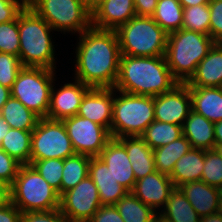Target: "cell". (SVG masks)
Here are the masks:
<instances>
[{"label": "cell", "instance_id": "obj_45", "mask_svg": "<svg viewBox=\"0 0 222 222\" xmlns=\"http://www.w3.org/2000/svg\"><path fill=\"white\" fill-rule=\"evenodd\" d=\"M158 0H134L136 16L152 17Z\"/></svg>", "mask_w": 222, "mask_h": 222}, {"label": "cell", "instance_id": "obj_36", "mask_svg": "<svg viewBox=\"0 0 222 222\" xmlns=\"http://www.w3.org/2000/svg\"><path fill=\"white\" fill-rule=\"evenodd\" d=\"M201 181L210 186L222 188V158L213 150H205V162Z\"/></svg>", "mask_w": 222, "mask_h": 222}, {"label": "cell", "instance_id": "obj_2", "mask_svg": "<svg viewBox=\"0 0 222 222\" xmlns=\"http://www.w3.org/2000/svg\"><path fill=\"white\" fill-rule=\"evenodd\" d=\"M179 82L172 76L164 56L121 55L114 89L130 94L158 96L171 91Z\"/></svg>", "mask_w": 222, "mask_h": 222}, {"label": "cell", "instance_id": "obj_46", "mask_svg": "<svg viewBox=\"0 0 222 222\" xmlns=\"http://www.w3.org/2000/svg\"><path fill=\"white\" fill-rule=\"evenodd\" d=\"M11 202V186L0 179V207Z\"/></svg>", "mask_w": 222, "mask_h": 222}, {"label": "cell", "instance_id": "obj_16", "mask_svg": "<svg viewBox=\"0 0 222 222\" xmlns=\"http://www.w3.org/2000/svg\"><path fill=\"white\" fill-rule=\"evenodd\" d=\"M113 101L114 88H90L82 98L77 115L104 126L110 132Z\"/></svg>", "mask_w": 222, "mask_h": 222}, {"label": "cell", "instance_id": "obj_1", "mask_svg": "<svg viewBox=\"0 0 222 222\" xmlns=\"http://www.w3.org/2000/svg\"><path fill=\"white\" fill-rule=\"evenodd\" d=\"M74 79L90 88H113L119 73L120 46L115 30L94 27L77 35ZM79 40V41H78Z\"/></svg>", "mask_w": 222, "mask_h": 222}, {"label": "cell", "instance_id": "obj_9", "mask_svg": "<svg viewBox=\"0 0 222 222\" xmlns=\"http://www.w3.org/2000/svg\"><path fill=\"white\" fill-rule=\"evenodd\" d=\"M27 5L64 36L80 35L91 27V13L82 0H29Z\"/></svg>", "mask_w": 222, "mask_h": 222}, {"label": "cell", "instance_id": "obj_40", "mask_svg": "<svg viewBox=\"0 0 222 222\" xmlns=\"http://www.w3.org/2000/svg\"><path fill=\"white\" fill-rule=\"evenodd\" d=\"M16 159L8 155L4 150L0 149V179L9 184H13L19 168L21 167Z\"/></svg>", "mask_w": 222, "mask_h": 222}, {"label": "cell", "instance_id": "obj_41", "mask_svg": "<svg viewBox=\"0 0 222 222\" xmlns=\"http://www.w3.org/2000/svg\"><path fill=\"white\" fill-rule=\"evenodd\" d=\"M21 222H69L61 210L28 211L21 213Z\"/></svg>", "mask_w": 222, "mask_h": 222}, {"label": "cell", "instance_id": "obj_14", "mask_svg": "<svg viewBox=\"0 0 222 222\" xmlns=\"http://www.w3.org/2000/svg\"><path fill=\"white\" fill-rule=\"evenodd\" d=\"M72 80L74 82L59 85L60 88L53 83L47 118L62 121L78 114L82 98L90 87L74 78Z\"/></svg>", "mask_w": 222, "mask_h": 222}, {"label": "cell", "instance_id": "obj_15", "mask_svg": "<svg viewBox=\"0 0 222 222\" xmlns=\"http://www.w3.org/2000/svg\"><path fill=\"white\" fill-rule=\"evenodd\" d=\"M174 188L175 186L168 175L155 171L136 180L131 192L159 214Z\"/></svg>", "mask_w": 222, "mask_h": 222}, {"label": "cell", "instance_id": "obj_4", "mask_svg": "<svg viewBox=\"0 0 222 222\" xmlns=\"http://www.w3.org/2000/svg\"><path fill=\"white\" fill-rule=\"evenodd\" d=\"M215 43L209 35L182 28L168 33L164 57L172 76L186 83Z\"/></svg>", "mask_w": 222, "mask_h": 222}, {"label": "cell", "instance_id": "obj_10", "mask_svg": "<svg viewBox=\"0 0 222 222\" xmlns=\"http://www.w3.org/2000/svg\"><path fill=\"white\" fill-rule=\"evenodd\" d=\"M75 150L63 121L39 118L31 137L30 161L45 159H66Z\"/></svg>", "mask_w": 222, "mask_h": 222}, {"label": "cell", "instance_id": "obj_51", "mask_svg": "<svg viewBox=\"0 0 222 222\" xmlns=\"http://www.w3.org/2000/svg\"><path fill=\"white\" fill-rule=\"evenodd\" d=\"M200 222H222V214L217 212L200 219Z\"/></svg>", "mask_w": 222, "mask_h": 222}, {"label": "cell", "instance_id": "obj_47", "mask_svg": "<svg viewBox=\"0 0 222 222\" xmlns=\"http://www.w3.org/2000/svg\"><path fill=\"white\" fill-rule=\"evenodd\" d=\"M10 97L11 89L6 88L0 84V111Z\"/></svg>", "mask_w": 222, "mask_h": 222}, {"label": "cell", "instance_id": "obj_27", "mask_svg": "<svg viewBox=\"0 0 222 222\" xmlns=\"http://www.w3.org/2000/svg\"><path fill=\"white\" fill-rule=\"evenodd\" d=\"M191 144L183 135L177 140L153 150L156 171L171 175L175 163L190 149Z\"/></svg>", "mask_w": 222, "mask_h": 222}, {"label": "cell", "instance_id": "obj_54", "mask_svg": "<svg viewBox=\"0 0 222 222\" xmlns=\"http://www.w3.org/2000/svg\"><path fill=\"white\" fill-rule=\"evenodd\" d=\"M222 214V188L220 189L219 211Z\"/></svg>", "mask_w": 222, "mask_h": 222}, {"label": "cell", "instance_id": "obj_6", "mask_svg": "<svg viewBox=\"0 0 222 222\" xmlns=\"http://www.w3.org/2000/svg\"><path fill=\"white\" fill-rule=\"evenodd\" d=\"M121 55L164 56L168 33L152 17L134 16L115 30Z\"/></svg>", "mask_w": 222, "mask_h": 222}, {"label": "cell", "instance_id": "obj_52", "mask_svg": "<svg viewBox=\"0 0 222 222\" xmlns=\"http://www.w3.org/2000/svg\"><path fill=\"white\" fill-rule=\"evenodd\" d=\"M10 129V126L7 122L3 120V118L0 116V149H1V143L4 136H6L8 130Z\"/></svg>", "mask_w": 222, "mask_h": 222}, {"label": "cell", "instance_id": "obj_22", "mask_svg": "<svg viewBox=\"0 0 222 222\" xmlns=\"http://www.w3.org/2000/svg\"><path fill=\"white\" fill-rule=\"evenodd\" d=\"M117 139L125 146L136 180L156 171L153 149L141 136H126Z\"/></svg>", "mask_w": 222, "mask_h": 222}, {"label": "cell", "instance_id": "obj_8", "mask_svg": "<svg viewBox=\"0 0 222 222\" xmlns=\"http://www.w3.org/2000/svg\"><path fill=\"white\" fill-rule=\"evenodd\" d=\"M56 70L23 67L11 88V97L19 100L39 118H47Z\"/></svg>", "mask_w": 222, "mask_h": 222}, {"label": "cell", "instance_id": "obj_3", "mask_svg": "<svg viewBox=\"0 0 222 222\" xmlns=\"http://www.w3.org/2000/svg\"><path fill=\"white\" fill-rule=\"evenodd\" d=\"M19 60L23 67L56 70L54 29L28 5L18 15Z\"/></svg>", "mask_w": 222, "mask_h": 222}, {"label": "cell", "instance_id": "obj_44", "mask_svg": "<svg viewBox=\"0 0 222 222\" xmlns=\"http://www.w3.org/2000/svg\"><path fill=\"white\" fill-rule=\"evenodd\" d=\"M21 211L12 203L0 207V222H21Z\"/></svg>", "mask_w": 222, "mask_h": 222}, {"label": "cell", "instance_id": "obj_49", "mask_svg": "<svg viewBox=\"0 0 222 222\" xmlns=\"http://www.w3.org/2000/svg\"><path fill=\"white\" fill-rule=\"evenodd\" d=\"M214 137L216 144H222V120L214 123Z\"/></svg>", "mask_w": 222, "mask_h": 222}, {"label": "cell", "instance_id": "obj_26", "mask_svg": "<svg viewBox=\"0 0 222 222\" xmlns=\"http://www.w3.org/2000/svg\"><path fill=\"white\" fill-rule=\"evenodd\" d=\"M158 216L167 222H200L201 217L179 188H174Z\"/></svg>", "mask_w": 222, "mask_h": 222}, {"label": "cell", "instance_id": "obj_31", "mask_svg": "<svg viewBox=\"0 0 222 222\" xmlns=\"http://www.w3.org/2000/svg\"><path fill=\"white\" fill-rule=\"evenodd\" d=\"M152 18L167 33L180 30L183 22V6L179 0H158Z\"/></svg>", "mask_w": 222, "mask_h": 222}, {"label": "cell", "instance_id": "obj_39", "mask_svg": "<svg viewBox=\"0 0 222 222\" xmlns=\"http://www.w3.org/2000/svg\"><path fill=\"white\" fill-rule=\"evenodd\" d=\"M209 10V36L216 43H222V0H211L209 2Z\"/></svg>", "mask_w": 222, "mask_h": 222}, {"label": "cell", "instance_id": "obj_32", "mask_svg": "<svg viewBox=\"0 0 222 222\" xmlns=\"http://www.w3.org/2000/svg\"><path fill=\"white\" fill-rule=\"evenodd\" d=\"M90 156L74 154L64 159L61 181V195L74 188L89 175Z\"/></svg>", "mask_w": 222, "mask_h": 222}, {"label": "cell", "instance_id": "obj_12", "mask_svg": "<svg viewBox=\"0 0 222 222\" xmlns=\"http://www.w3.org/2000/svg\"><path fill=\"white\" fill-rule=\"evenodd\" d=\"M102 206L97 186L88 175L60 196V210L69 222H88Z\"/></svg>", "mask_w": 222, "mask_h": 222}, {"label": "cell", "instance_id": "obj_35", "mask_svg": "<svg viewBox=\"0 0 222 222\" xmlns=\"http://www.w3.org/2000/svg\"><path fill=\"white\" fill-rule=\"evenodd\" d=\"M39 174L50 184L61 196V181L62 171L64 166V159H45L30 161Z\"/></svg>", "mask_w": 222, "mask_h": 222}, {"label": "cell", "instance_id": "obj_5", "mask_svg": "<svg viewBox=\"0 0 222 222\" xmlns=\"http://www.w3.org/2000/svg\"><path fill=\"white\" fill-rule=\"evenodd\" d=\"M155 120L154 97L114 89L111 138L141 136Z\"/></svg>", "mask_w": 222, "mask_h": 222}, {"label": "cell", "instance_id": "obj_24", "mask_svg": "<svg viewBox=\"0 0 222 222\" xmlns=\"http://www.w3.org/2000/svg\"><path fill=\"white\" fill-rule=\"evenodd\" d=\"M192 110L212 123L222 120V87L189 88Z\"/></svg>", "mask_w": 222, "mask_h": 222}, {"label": "cell", "instance_id": "obj_20", "mask_svg": "<svg viewBox=\"0 0 222 222\" xmlns=\"http://www.w3.org/2000/svg\"><path fill=\"white\" fill-rule=\"evenodd\" d=\"M189 88L222 87V43H215L185 83Z\"/></svg>", "mask_w": 222, "mask_h": 222}, {"label": "cell", "instance_id": "obj_48", "mask_svg": "<svg viewBox=\"0 0 222 222\" xmlns=\"http://www.w3.org/2000/svg\"><path fill=\"white\" fill-rule=\"evenodd\" d=\"M85 8L92 14L105 0H82Z\"/></svg>", "mask_w": 222, "mask_h": 222}, {"label": "cell", "instance_id": "obj_43", "mask_svg": "<svg viewBox=\"0 0 222 222\" xmlns=\"http://www.w3.org/2000/svg\"><path fill=\"white\" fill-rule=\"evenodd\" d=\"M88 222H124L115 205H102Z\"/></svg>", "mask_w": 222, "mask_h": 222}, {"label": "cell", "instance_id": "obj_50", "mask_svg": "<svg viewBox=\"0 0 222 222\" xmlns=\"http://www.w3.org/2000/svg\"><path fill=\"white\" fill-rule=\"evenodd\" d=\"M211 0H179L180 4L185 7L208 4Z\"/></svg>", "mask_w": 222, "mask_h": 222}, {"label": "cell", "instance_id": "obj_38", "mask_svg": "<svg viewBox=\"0 0 222 222\" xmlns=\"http://www.w3.org/2000/svg\"><path fill=\"white\" fill-rule=\"evenodd\" d=\"M22 68L19 56L0 53V84L11 89Z\"/></svg>", "mask_w": 222, "mask_h": 222}, {"label": "cell", "instance_id": "obj_17", "mask_svg": "<svg viewBox=\"0 0 222 222\" xmlns=\"http://www.w3.org/2000/svg\"><path fill=\"white\" fill-rule=\"evenodd\" d=\"M98 157L106 163L113 178L131 192L136 179L125 146L117 138H111Z\"/></svg>", "mask_w": 222, "mask_h": 222}, {"label": "cell", "instance_id": "obj_29", "mask_svg": "<svg viewBox=\"0 0 222 222\" xmlns=\"http://www.w3.org/2000/svg\"><path fill=\"white\" fill-rule=\"evenodd\" d=\"M32 131L10 128L3 137L1 149L22 165L30 164Z\"/></svg>", "mask_w": 222, "mask_h": 222}, {"label": "cell", "instance_id": "obj_37", "mask_svg": "<svg viewBox=\"0 0 222 222\" xmlns=\"http://www.w3.org/2000/svg\"><path fill=\"white\" fill-rule=\"evenodd\" d=\"M20 40L18 16L15 20L0 23V53L19 56Z\"/></svg>", "mask_w": 222, "mask_h": 222}, {"label": "cell", "instance_id": "obj_11", "mask_svg": "<svg viewBox=\"0 0 222 222\" xmlns=\"http://www.w3.org/2000/svg\"><path fill=\"white\" fill-rule=\"evenodd\" d=\"M62 121L76 154L97 157L111 139L110 132L104 126L79 115Z\"/></svg>", "mask_w": 222, "mask_h": 222}, {"label": "cell", "instance_id": "obj_34", "mask_svg": "<svg viewBox=\"0 0 222 222\" xmlns=\"http://www.w3.org/2000/svg\"><path fill=\"white\" fill-rule=\"evenodd\" d=\"M209 3L183 8L182 29L209 35Z\"/></svg>", "mask_w": 222, "mask_h": 222}, {"label": "cell", "instance_id": "obj_23", "mask_svg": "<svg viewBox=\"0 0 222 222\" xmlns=\"http://www.w3.org/2000/svg\"><path fill=\"white\" fill-rule=\"evenodd\" d=\"M183 135L192 148L213 150L215 148L214 123L193 110L182 125Z\"/></svg>", "mask_w": 222, "mask_h": 222}, {"label": "cell", "instance_id": "obj_13", "mask_svg": "<svg viewBox=\"0 0 222 222\" xmlns=\"http://www.w3.org/2000/svg\"><path fill=\"white\" fill-rule=\"evenodd\" d=\"M192 110L189 87L177 84L171 91L154 96L156 121L182 126Z\"/></svg>", "mask_w": 222, "mask_h": 222}, {"label": "cell", "instance_id": "obj_53", "mask_svg": "<svg viewBox=\"0 0 222 222\" xmlns=\"http://www.w3.org/2000/svg\"><path fill=\"white\" fill-rule=\"evenodd\" d=\"M215 151L220 155L222 158V144H215Z\"/></svg>", "mask_w": 222, "mask_h": 222}, {"label": "cell", "instance_id": "obj_21", "mask_svg": "<svg viewBox=\"0 0 222 222\" xmlns=\"http://www.w3.org/2000/svg\"><path fill=\"white\" fill-rule=\"evenodd\" d=\"M178 188L201 218L219 211V188L201 180L184 183Z\"/></svg>", "mask_w": 222, "mask_h": 222}, {"label": "cell", "instance_id": "obj_28", "mask_svg": "<svg viewBox=\"0 0 222 222\" xmlns=\"http://www.w3.org/2000/svg\"><path fill=\"white\" fill-rule=\"evenodd\" d=\"M0 116L10 128L23 131H33L39 117L25 107L19 100L10 97L3 105Z\"/></svg>", "mask_w": 222, "mask_h": 222}, {"label": "cell", "instance_id": "obj_42", "mask_svg": "<svg viewBox=\"0 0 222 222\" xmlns=\"http://www.w3.org/2000/svg\"><path fill=\"white\" fill-rule=\"evenodd\" d=\"M26 5L25 0H0V23L15 20Z\"/></svg>", "mask_w": 222, "mask_h": 222}, {"label": "cell", "instance_id": "obj_25", "mask_svg": "<svg viewBox=\"0 0 222 222\" xmlns=\"http://www.w3.org/2000/svg\"><path fill=\"white\" fill-rule=\"evenodd\" d=\"M205 162V150L191 148L185 155L175 163L173 171L169 176L175 188L184 183L200 181Z\"/></svg>", "mask_w": 222, "mask_h": 222}, {"label": "cell", "instance_id": "obj_18", "mask_svg": "<svg viewBox=\"0 0 222 222\" xmlns=\"http://www.w3.org/2000/svg\"><path fill=\"white\" fill-rule=\"evenodd\" d=\"M134 16V0H105L91 14V26L102 30H116Z\"/></svg>", "mask_w": 222, "mask_h": 222}, {"label": "cell", "instance_id": "obj_7", "mask_svg": "<svg viewBox=\"0 0 222 222\" xmlns=\"http://www.w3.org/2000/svg\"><path fill=\"white\" fill-rule=\"evenodd\" d=\"M11 202L21 211L60 208V195L30 164L21 165L11 185Z\"/></svg>", "mask_w": 222, "mask_h": 222}, {"label": "cell", "instance_id": "obj_19", "mask_svg": "<svg viewBox=\"0 0 222 222\" xmlns=\"http://www.w3.org/2000/svg\"><path fill=\"white\" fill-rule=\"evenodd\" d=\"M89 176L97 186L102 205H115L129 192L113 178L106 163L98 156L90 158Z\"/></svg>", "mask_w": 222, "mask_h": 222}, {"label": "cell", "instance_id": "obj_55", "mask_svg": "<svg viewBox=\"0 0 222 222\" xmlns=\"http://www.w3.org/2000/svg\"><path fill=\"white\" fill-rule=\"evenodd\" d=\"M154 222H167L166 220H164L163 218H161L160 216H157L154 220Z\"/></svg>", "mask_w": 222, "mask_h": 222}, {"label": "cell", "instance_id": "obj_30", "mask_svg": "<svg viewBox=\"0 0 222 222\" xmlns=\"http://www.w3.org/2000/svg\"><path fill=\"white\" fill-rule=\"evenodd\" d=\"M124 222H154L158 216L132 192H128L115 204Z\"/></svg>", "mask_w": 222, "mask_h": 222}, {"label": "cell", "instance_id": "obj_33", "mask_svg": "<svg viewBox=\"0 0 222 222\" xmlns=\"http://www.w3.org/2000/svg\"><path fill=\"white\" fill-rule=\"evenodd\" d=\"M183 136L182 126L154 120L141 135L154 150Z\"/></svg>", "mask_w": 222, "mask_h": 222}]
</instances>
